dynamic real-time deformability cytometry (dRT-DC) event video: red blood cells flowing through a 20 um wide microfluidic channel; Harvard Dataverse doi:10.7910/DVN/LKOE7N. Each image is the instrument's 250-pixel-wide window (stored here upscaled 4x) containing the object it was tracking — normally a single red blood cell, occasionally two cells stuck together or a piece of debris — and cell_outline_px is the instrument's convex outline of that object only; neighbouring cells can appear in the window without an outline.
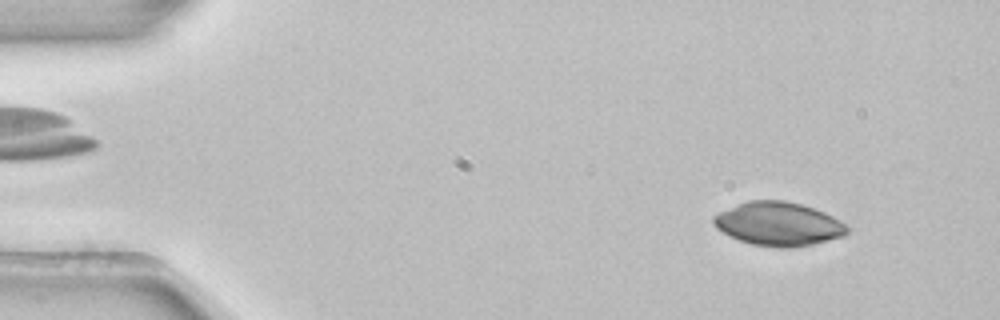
{"species": "common noctule bat (a hibernating species)", "species_latin": "Nyctalus noctula", "temperature_condition": "room temperature", "stored_images_in_passage": 4, "camera_frame_rate_fps": 3000, "um_per_image_px": 0.085, "animal": {"sex": "female", "body_mass_g": 22.7, "forearm_length_mm": 54.2}, "frame": {"image": 1, "passage_image": 1, "time_ms": 0.0, "image_size_px": [1000, 320], "cell_outline_px": [[848, 232], [844, 236], [812, 244], [788, 248], [776, 248], [752, 244], [740, 240], [716, 228], [712, 224], [712, 216], [736, 204], [748, 200], [784, 200], [800, 204], [824, 212], [840, 220], [848, 228]], "centroid_in_image_um": [66.15, 19.03], "position_along_channel_um": 18.9, "area_um2": 33.87}}